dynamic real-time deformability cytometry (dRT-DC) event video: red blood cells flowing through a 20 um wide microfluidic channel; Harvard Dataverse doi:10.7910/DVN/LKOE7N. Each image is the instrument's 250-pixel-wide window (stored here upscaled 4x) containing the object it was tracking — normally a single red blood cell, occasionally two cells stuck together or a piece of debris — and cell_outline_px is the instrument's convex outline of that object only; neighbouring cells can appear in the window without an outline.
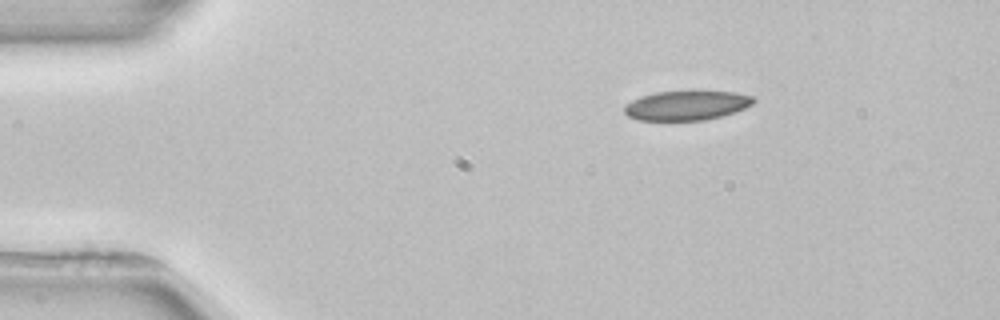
{"species": "common noctule bat (a hibernating species)", "species_latin": "Nyctalus noctula", "temperature_condition": "room temperature", "stored_images_in_passage": 4, "segment_of_instrument_passage": [2, 2], "camera_frame_rate_fps": 3000, "um_per_image_px": 0.085, "animal": {"sex": "female", "body_mass_g": 22.7, "forearm_length_mm": 54.2}, "frame": {"image": 1, "passage_image": 4, "time_ms": 5.667, "image_size_px": [1000, 320], "cell_outline_px": [[756, 100], [752, 104], [744, 108], [720, 116], [704, 120], [636, 120], [628, 116], [624, 112], [624, 104], [640, 96], [656, 92], [736, 92], [752, 96]], "centroid_in_image_um": [58.31, 8.97], "position_along_channel_um": 26.7, "area_um2": 21.91}}